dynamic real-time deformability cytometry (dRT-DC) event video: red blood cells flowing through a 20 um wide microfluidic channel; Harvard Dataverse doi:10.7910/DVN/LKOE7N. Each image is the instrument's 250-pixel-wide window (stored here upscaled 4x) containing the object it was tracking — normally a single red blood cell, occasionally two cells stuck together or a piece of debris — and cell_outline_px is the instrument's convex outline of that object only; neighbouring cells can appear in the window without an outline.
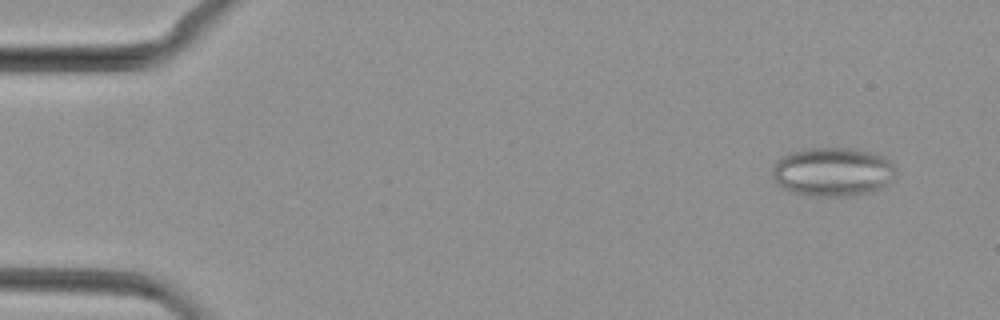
{"species": "common noctule bat (a hibernating species)", "species_latin": "Nyctalus noctula", "temperature_condition": "cold", "stored_images_in_passage": 48, "segment_of_instrument_passage": [1, 2], "camera_frame_rate_fps": 3000, "um_per_image_px": 0.085, "animal": {"sex": "female", "body_mass_g": 29.2, "forearm_length_mm": 56.3}, "frame": {"image": 1, "passage_image": 4, "time_ms": 1.0, "image_size_px": [1000, 320], "cell_outline_px": [[896, 172], [892, 180], [880, 188], [872, 192], [848, 196], [816, 196], [792, 192], [784, 188], [772, 176], [772, 168], [788, 152], [808, 148], [856, 148], [872, 152], [888, 160], [892, 164]], "centroid_in_image_um": [70.8, 14.6], "position_along_channel_um": 14.2, "area_um2": 34.97}}